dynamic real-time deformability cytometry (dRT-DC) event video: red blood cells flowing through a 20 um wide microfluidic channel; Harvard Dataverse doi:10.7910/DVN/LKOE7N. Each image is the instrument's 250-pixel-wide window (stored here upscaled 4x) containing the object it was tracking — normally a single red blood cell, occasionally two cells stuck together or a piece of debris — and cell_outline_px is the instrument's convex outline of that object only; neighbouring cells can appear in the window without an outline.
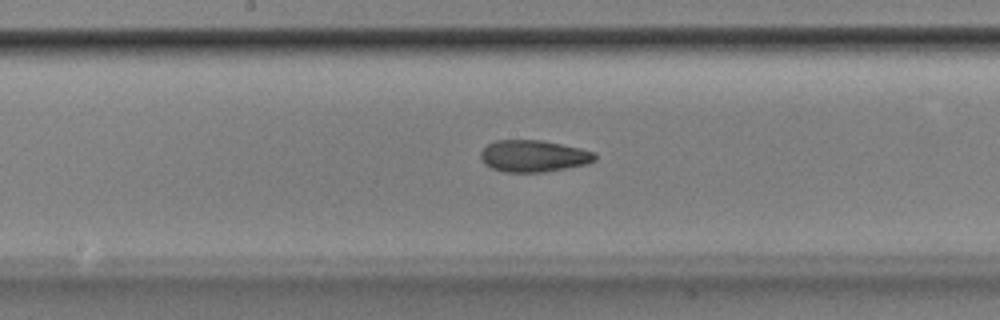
{"species": "Egyptian fruit bat (a non-hibernating species)", "species_latin": "Rousettus aegyptiacus", "temperature_condition": "room temperature", "stored_images_in_passage": 50, "segment_of_instrument_passage": [1, 2], "camera_frame_rate_fps": 3000, "um_per_image_px": 0.085, "animal": {"sex": "male"}, "frame": {"image": 1, "passage_image": 24, "time_ms": 7.667, "image_size_px": [1000, 320], "cell_outline_px": [[596, 160], [588, 164], [544, 172], [504, 172], [492, 168], [484, 164], [480, 160], [480, 152], [488, 144], [496, 140], [540, 140], [580, 148], [596, 152]], "centroid_in_image_um": [45.35, 13.27], "position_along_channel_um": 202.9, "area_um2": 21.27}}
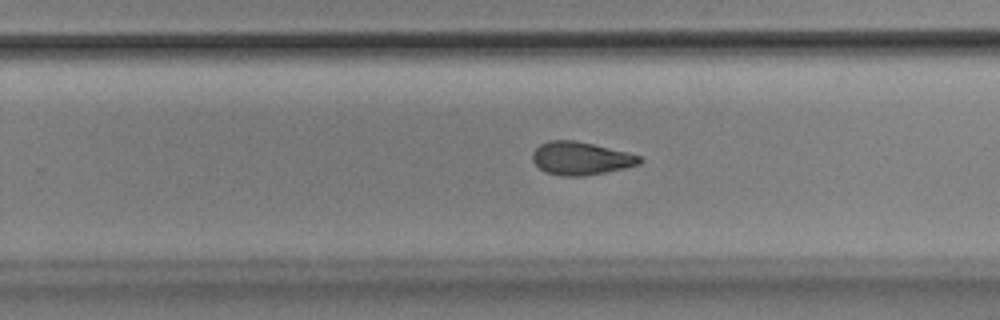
{"frame": {"image": 2, "passage_image": 30, "time_ms": 9.667, "image_size_px": [1000, 320], "cell_outline_px": [[644, 160], [640, 164], [624, 168], [604, 172], [580, 176], [560, 176], [544, 172], [532, 160], [532, 152], [540, 144], [548, 140], [576, 140], [628, 152], [640, 156]], "centroid_in_image_um": [49.36, 13.45], "position_along_channel_um": 280.4, "area_um2": 20.69}}
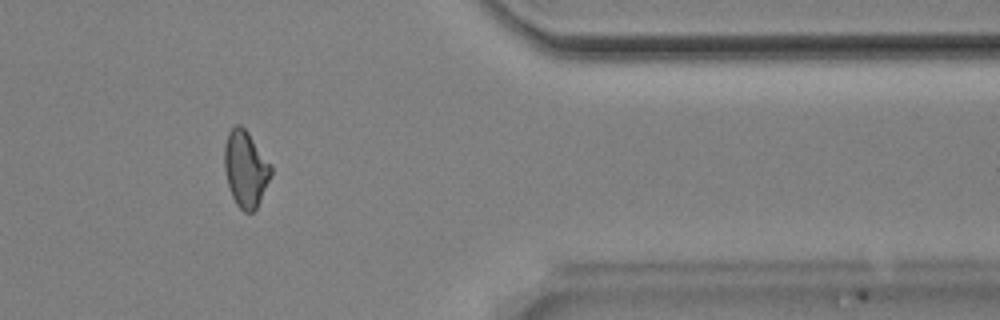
{"frame": {"image": 3, "passage_image": 40, "time_ms": 13.0, "image_size_px": [1000, 320], "cell_outline_px": [[272, 172], [260, 200], [256, 208], [252, 212], [244, 212], [236, 204], [232, 196], [228, 184], [224, 168], [224, 144], [228, 132], [236, 124], [240, 124], [248, 132], [272, 164]], "centroid_in_image_um": [20.87, 14.32], "position_along_channel_um": 390.5, "area_um2": 20.69}}